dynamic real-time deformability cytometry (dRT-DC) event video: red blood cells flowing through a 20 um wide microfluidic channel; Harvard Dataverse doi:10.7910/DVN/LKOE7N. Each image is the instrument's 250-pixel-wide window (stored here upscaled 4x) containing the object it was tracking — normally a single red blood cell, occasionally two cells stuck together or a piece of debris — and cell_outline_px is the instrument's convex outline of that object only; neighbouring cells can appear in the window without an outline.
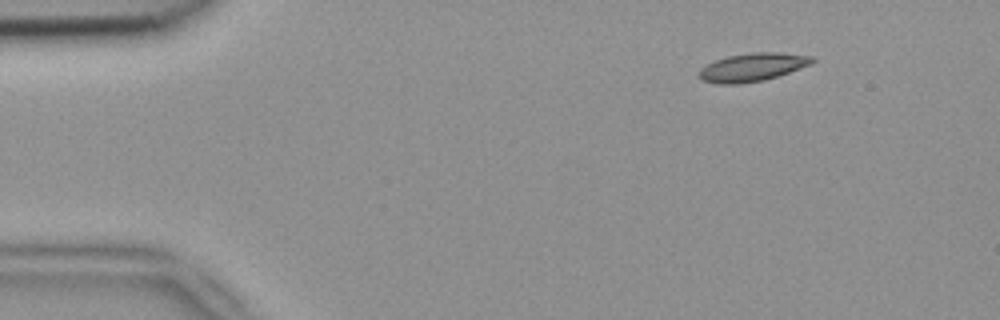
{"species": "common noctule bat (a hibernating species)", "species_latin": "Nyctalus noctula", "temperature_condition": "room temperature", "stored_images_in_passage": 6, "camera_frame_rate_fps": 3000, "um_per_image_px": 0.085, "animal": {"sex": "female", "body_mass_g": 18.4}, "frame": {"image": 1, "passage_image": 1, "time_ms": 0.0, "image_size_px": [1000, 320], "cell_outline_px": [[816, 60], [812, 64], [764, 80], [736, 84], [720, 84], [700, 80], [696, 76], [696, 72], [700, 68], [716, 60], [728, 56], [752, 52], [780, 52], [812, 56]], "centroid_in_image_um": [63.92, 5.71], "position_along_channel_um": 21.1, "area_um2": 18.67}}
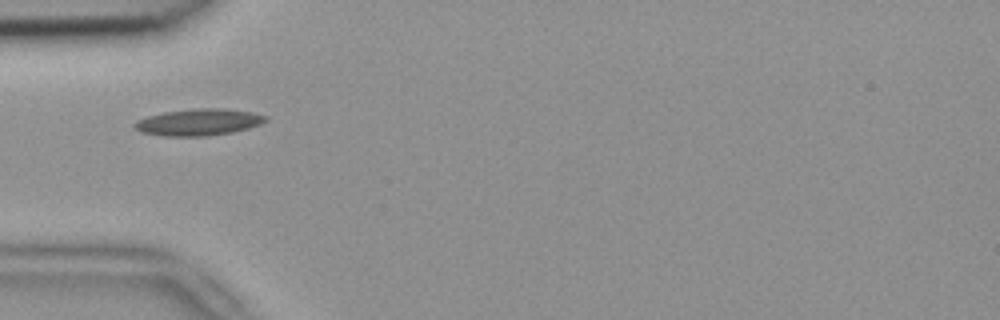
{"frame": {"image": 2, "passage_image": 4, "time_ms": 1.0, "image_size_px": [1000, 320], "cell_outline_px": [[268, 120], [248, 128], [232, 132], [208, 136], [164, 136], [140, 132], [132, 128], [132, 124], [136, 120], [148, 116], [164, 112], [196, 108], [224, 108], [252, 112], [268, 116]], "centroid_in_image_um": [16.84, 10.38], "position_along_channel_um": 68.2, "area_um2": 20.52}}